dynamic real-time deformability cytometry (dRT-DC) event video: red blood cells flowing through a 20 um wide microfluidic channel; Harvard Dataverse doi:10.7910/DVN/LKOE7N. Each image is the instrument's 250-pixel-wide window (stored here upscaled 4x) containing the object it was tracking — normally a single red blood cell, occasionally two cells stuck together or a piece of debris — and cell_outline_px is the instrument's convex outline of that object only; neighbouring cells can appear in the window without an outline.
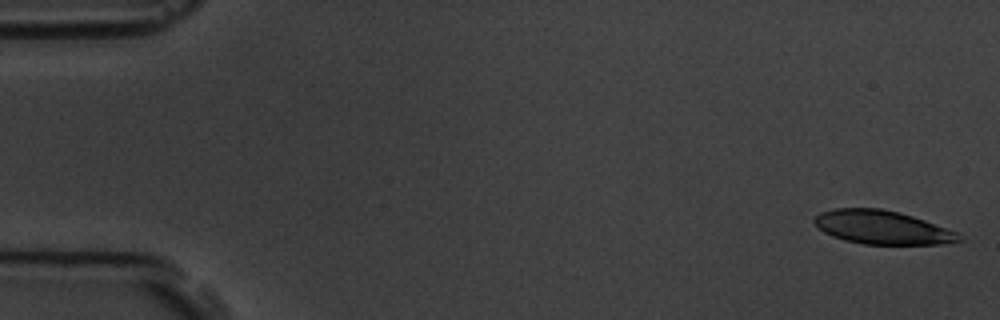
{"species": "common noctule bat (a hibernating species)", "species_latin": "Nyctalus noctula", "temperature_condition": "room temperature", "stored_images_in_passage": 5, "camera_frame_rate_fps": 3000, "um_per_image_px": 0.085, "animal": {"sex": "male", "body_mass_g": 19.5, "forearm_length_mm": 54.6}, "frame": {"image": 1, "passage_image": 1, "time_ms": 0.0, "image_size_px": [1000, 320], "cell_outline_px": [[964, 240], [940, 244], [864, 244], [844, 240], [832, 236], [824, 232], [812, 220], [820, 212], [836, 208], [880, 208], [900, 212], [960, 232]], "centroid_in_image_um": [75.02, 19.32], "position_along_channel_um": 10.0, "area_um2": 28.38}}